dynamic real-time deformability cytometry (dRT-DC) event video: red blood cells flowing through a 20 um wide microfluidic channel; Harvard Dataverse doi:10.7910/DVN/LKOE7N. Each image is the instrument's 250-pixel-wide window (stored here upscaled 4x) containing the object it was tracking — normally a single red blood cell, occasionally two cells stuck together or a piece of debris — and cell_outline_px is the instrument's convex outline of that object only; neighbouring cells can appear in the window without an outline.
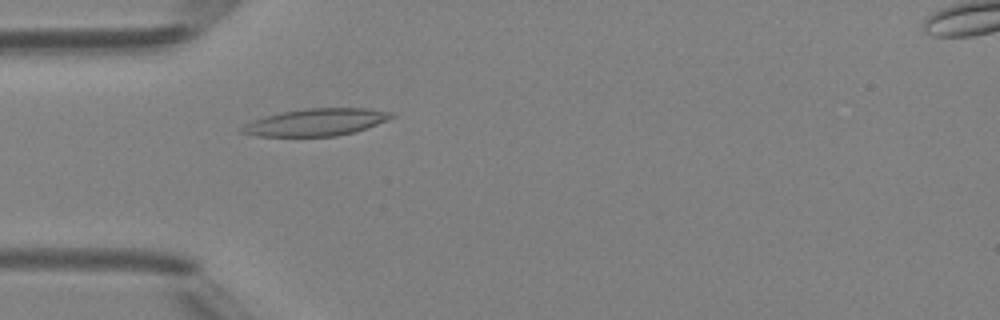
{"species": "Egyptian fruit bat (a non-hibernating species)", "species_latin": "Rousettus aegyptiacus", "temperature_condition": "room temperature", "stored_images_in_passage": 5, "camera_frame_rate_fps": 3000, "um_per_image_px": 0.085, "animal": {"sex": "female"}, "frame": {"image": 1, "passage_image": 5, "time_ms": 4.667, "image_size_px": [1000, 320], "cell_outline_px": [[396, 116], [388, 120], [352, 132], [336, 136], [256, 136], [240, 132], [240, 128], [244, 124], [264, 116], [280, 112], [304, 108], [364, 108], [392, 112]], "centroid_in_image_um": [26.83, 10.38], "position_along_channel_um": 58.2, "area_um2": 23.58}}